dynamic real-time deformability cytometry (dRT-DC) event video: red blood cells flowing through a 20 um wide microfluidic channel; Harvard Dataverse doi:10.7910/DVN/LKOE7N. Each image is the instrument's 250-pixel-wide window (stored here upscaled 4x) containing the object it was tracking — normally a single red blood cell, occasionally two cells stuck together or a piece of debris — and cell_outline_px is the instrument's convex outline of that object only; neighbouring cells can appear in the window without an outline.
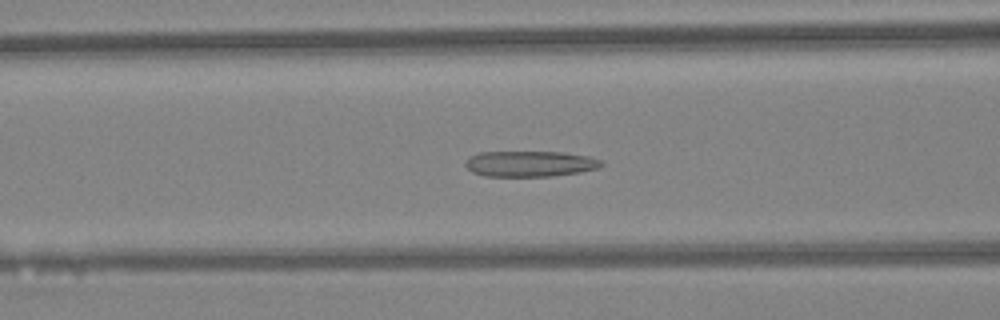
{"species": "Egyptian fruit bat (a non-hibernating species)", "species_latin": "Rousettus aegyptiacus", "temperature_condition": "warm", "stored_images_in_passage": 45, "camera_frame_rate_fps": 3000, "um_per_image_px": 0.085, "animal": {"sex": "female"}, "frame": {"image": 1, "passage_image": 18, "time_ms": 5.667, "image_size_px": [1000, 320], "cell_outline_px": [[604, 164], [596, 168], [580, 172], [552, 176], [484, 176], [472, 172], [464, 164], [468, 156], [480, 152], [560, 152], [588, 156], [600, 160]], "centroid_in_image_um": [45.0, 13.92], "position_along_channel_um": 121.6, "area_um2": 20.35}}
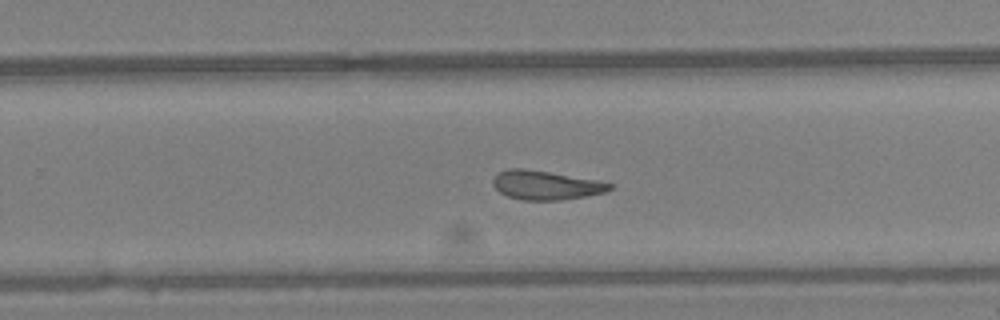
{"frame": {"image": 2, "passage_image": 29, "time_ms": 9.333, "image_size_px": [1000, 320], "cell_outline_px": [[612, 188], [604, 192], [584, 196], [560, 200], [524, 200], [508, 196], [500, 192], [492, 184], [492, 180], [500, 172], [508, 168], [524, 168], [596, 180], [612, 184]], "centroid_in_image_um": [46.36, 15.74], "position_along_channel_um": 283.4, "area_um2": 19.36}}
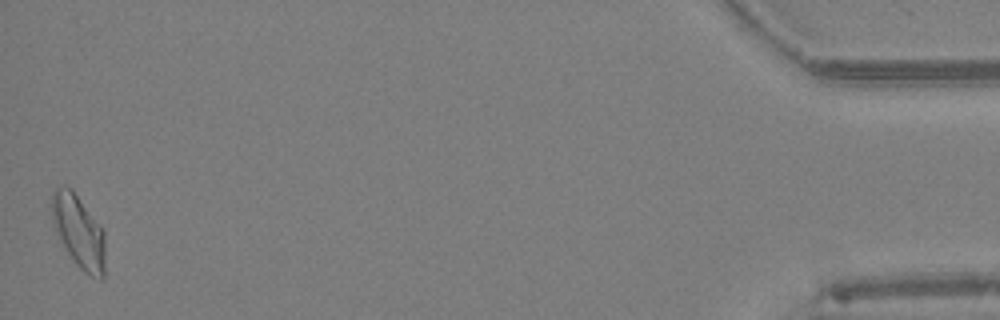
{"frame": {"image": 3, "passage_image": 45, "time_ms": 14.667, "image_size_px": [1000, 320], "cell_outline_px": [[104, 280], [100, 280], [88, 276], [76, 264], [68, 252], [52, 224], [52, 192], [56, 188], [64, 184], [72, 188], [104, 232]], "centroid_in_image_um": [6.69, 19.69], "position_along_channel_um": 428.5, "area_um2": 22.48}, "authors_computed_cell_mechanics": {"area_um2": 20.8658, "velocity_mm_per_s": 4.4426, "shape_relaxation_time_tau1_ms": null, "shape_relaxation_time_tau2_ms": 2.5847, "deformation_change_tau1": null, "deformation_change_tau2": 0.1115}}